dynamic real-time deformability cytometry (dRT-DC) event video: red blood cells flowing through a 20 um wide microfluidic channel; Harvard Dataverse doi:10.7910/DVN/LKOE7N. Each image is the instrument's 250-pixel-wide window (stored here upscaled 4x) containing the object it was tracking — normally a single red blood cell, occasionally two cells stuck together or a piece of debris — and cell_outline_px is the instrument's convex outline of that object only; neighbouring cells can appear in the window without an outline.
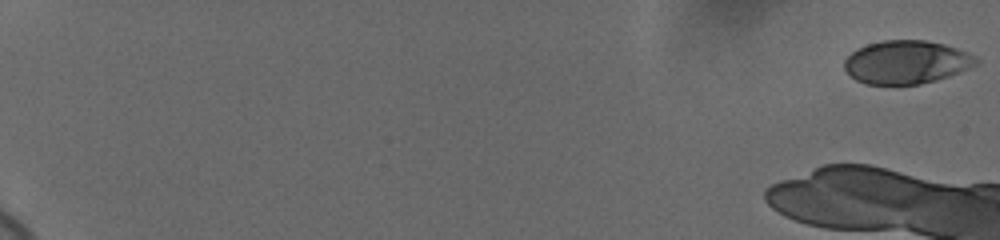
{"species": "human", "species_latin": "Homo sapiens", "temperature_condition": "cold", "stored_images_in_passage": 15, "camera_frame_rate_fps": 3000, "um_per_image_px": 0.085, "donor": {"sex": "female"}, "frame": {"image": 1, "passage_image": 1, "time_ms": 0.0, "image_size_px": [1000, 240], "cell_outline_px": [[980, 64], [948, 76], [936, 80], [920, 84], [864, 84], [856, 80], [844, 68], [844, 60], [856, 48], [868, 44], [884, 40], [924, 40], [944, 44], [968, 52], [980, 60]], "centroid_in_image_um": [77.06, 5.28], "position_along_channel_um": 7.9, "area_um2": 33.23}}